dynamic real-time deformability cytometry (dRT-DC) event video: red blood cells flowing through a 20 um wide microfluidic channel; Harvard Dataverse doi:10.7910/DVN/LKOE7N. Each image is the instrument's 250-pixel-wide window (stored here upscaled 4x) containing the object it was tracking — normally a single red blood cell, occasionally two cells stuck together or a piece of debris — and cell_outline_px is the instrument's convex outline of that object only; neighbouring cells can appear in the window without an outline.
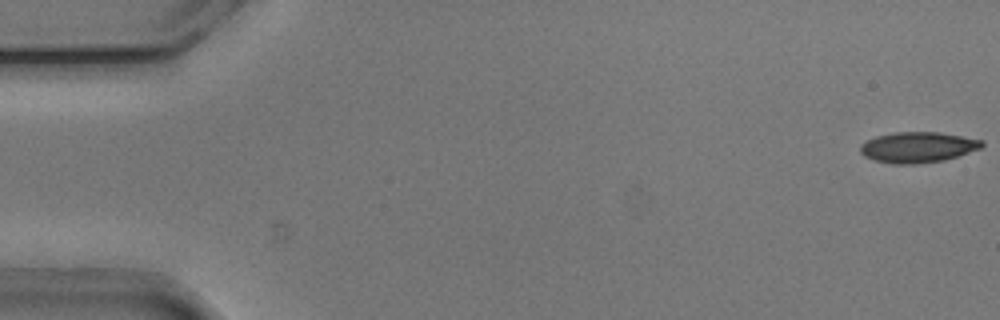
{"species": "common noctule bat (a hibernating species)", "species_latin": "Nyctalus noctula", "temperature_condition": "cold", "stored_images_in_passage": 5, "camera_frame_rate_fps": 3000, "um_per_image_px": 0.085, "animal": {"sex": "male", "body_mass_g": 20.5, "forearm_length_mm": 52.5}, "frame": {"image": 1, "passage_image": 1, "time_ms": 0.0, "image_size_px": [1000, 320], "cell_outline_px": [[984, 144], [980, 148], [944, 160], [916, 164], [892, 164], [876, 160], [864, 156], [860, 152], [860, 144], [876, 136], [896, 132], [940, 132], [984, 140]], "centroid_in_image_um": [78.0, 12.51], "position_along_channel_um": 7.0, "area_um2": 21.62}}